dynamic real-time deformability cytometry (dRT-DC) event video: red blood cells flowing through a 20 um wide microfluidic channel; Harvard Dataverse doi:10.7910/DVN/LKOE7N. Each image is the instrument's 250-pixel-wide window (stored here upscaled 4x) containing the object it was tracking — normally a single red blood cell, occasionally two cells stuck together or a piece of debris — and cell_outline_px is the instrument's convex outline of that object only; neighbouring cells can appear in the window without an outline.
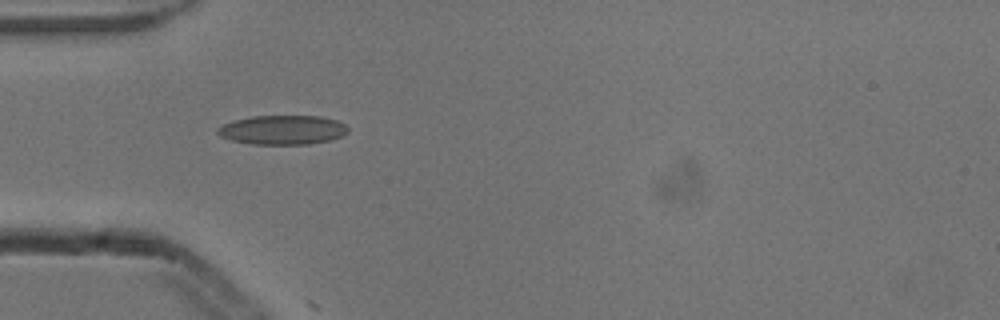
{"species": "common noctule bat (a hibernating species)", "species_latin": "Nyctalus noctula", "temperature_condition": "cold", "stored_images_in_passage": 2, "camera_frame_rate_fps": 3000, "um_per_image_px": 0.085, "animal": {"sex": "male", "body_mass_g": 13.3}, "frame": {"image": 1, "passage_image": 1, "time_ms": 0.0, "image_size_px": [1000, 320], "cell_outline_px": [[348, 132], [344, 136], [328, 140], [308, 144], [252, 144], [232, 140], [220, 136], [216, 132], [216, 128], [224, 124], [236, 120], [252, 116], [320, 116], [336, 120], [344, 124], [348, 128]], "centroid_in_image_um": [24.03, 11.04], "position_along_channel_um": 61.0, "area_um2": 22.14}}